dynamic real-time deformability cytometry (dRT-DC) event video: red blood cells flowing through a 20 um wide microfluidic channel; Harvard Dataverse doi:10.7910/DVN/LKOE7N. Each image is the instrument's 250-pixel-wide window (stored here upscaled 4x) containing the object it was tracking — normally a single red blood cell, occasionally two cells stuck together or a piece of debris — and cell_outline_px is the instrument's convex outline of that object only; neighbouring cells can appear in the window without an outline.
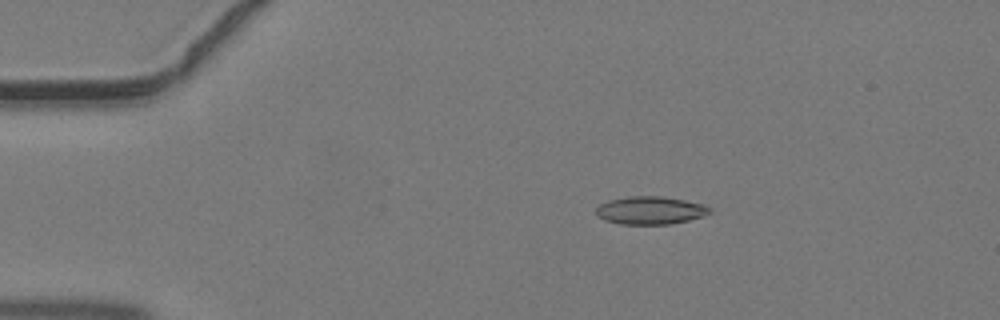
{"species": "common noctule bat (a hibernating species)", "species_latin": "Nyctalus noctula", "temperature_condition": "warm", "stored_images_in_passage": 40, "camera_frame_rate_fps": 3000, "um_per_image_px": 0.085, "animal": {"sex": "male", "body_mass_g": 19.2, "forearm_length_mm": 51.8}, "frame": {"image": 1, "passage_image": 4, "time_ms": 1.0, "image_size_px": [1000, 320], "cell_outline_px": [[712, 212], [704, 216], [688, 220], [668, 224], [620, 224], [604, 220], [596, 216], [596, 208], [600, 204], [608, 200], [628, 196], [660, 196], [684, 200], [704, 204], [712, 208]], "centroid_in_image_um": [55.27, 17.88], "position_along_channel_um": 29.7, "area_um2": 18.61}}
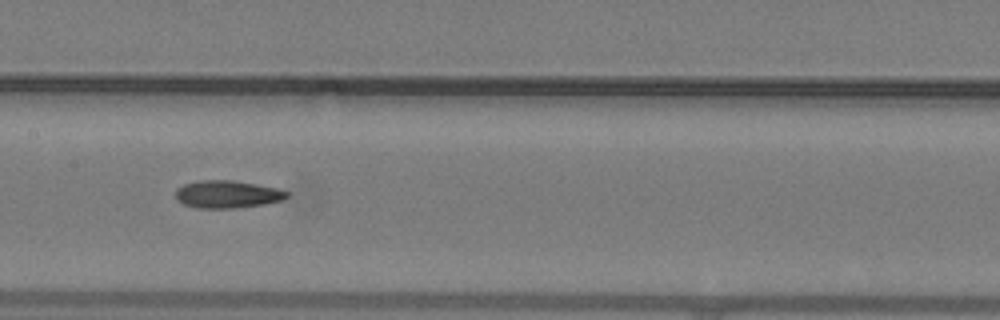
{"frame": {"image": 2, "passage_image": 18, "time_ms": 5.667, "image_size_px": [1000, 320], "cell_outline_px": [[288, 196], [284, 200], [264, 204], [236, 208], [196, 208], [184, 204], [176, 196], [176, 188], [184, 184], [196, 180], [232, 180], [256, 184], [276, 188], [288, 192]], "centroid_in_image_um": [19.32, 16.51], "position_along_channel_um": 188.1, "area_um2": 17.86}}
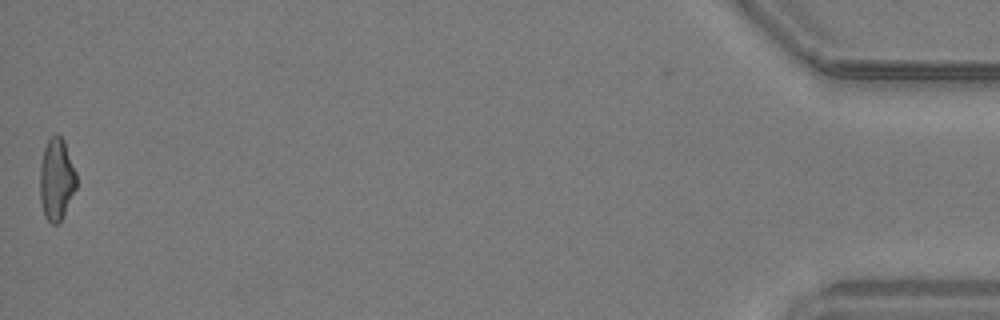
{"frame": {"image": 3, "passage_image": 40, "time_ms": 13.0, "image_size_px": [1000, 320], "cell_outline_px": [[76, 188], [60, 224], [52, 224], [44, 216], [40, 204], [40, 164], [44, 148], [48, 140], [52, 136], [60, 136], [64, 140], [76, 172]], "centroid_in_image_um": [4.79, 15.29], "position_along_channel_um": 430.4, "area_um2": 17.51}}